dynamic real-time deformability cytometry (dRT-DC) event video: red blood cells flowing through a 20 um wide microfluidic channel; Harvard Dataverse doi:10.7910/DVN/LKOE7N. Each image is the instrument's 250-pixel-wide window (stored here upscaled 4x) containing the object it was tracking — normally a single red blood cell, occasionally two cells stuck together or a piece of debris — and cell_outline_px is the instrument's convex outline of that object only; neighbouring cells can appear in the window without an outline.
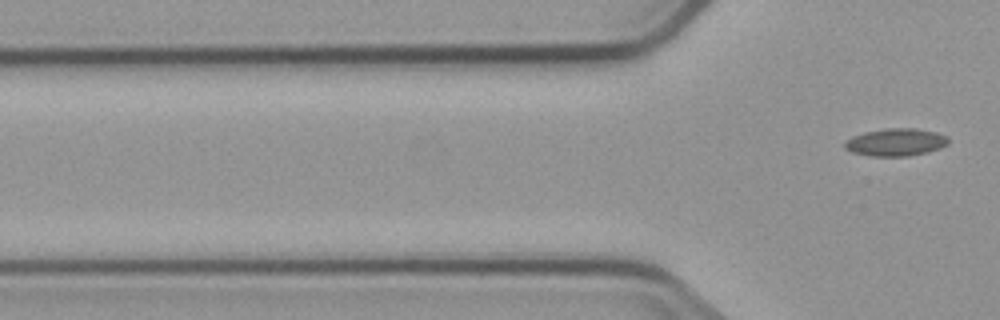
{"species": "common noctule bat (a hibernating species)", "species_latin": "Nyctalus noctula", "temperature_condition": "cold", "stored_images_in_passage": 3, "segment_of_instrument_passage": [2, 2], "camera_frame_rate_fps": 3000, "um_per_image_px": 0.085, "animal": {"sex": "male", "body_mass_g": 23.1, "forearm_length_mm": 52.7}, "frame": {"image": 1, "passage_image": 3, "time_ms": 2.333, "image_size_px": [1000, 320], "cell_outline_px": [[948, 144], [940, 148], [928, 152], [908, 156], [872, 156], [852, 152], [844, 148], [844, 140], [852, 136], [864, 132], [888, 128], [916, 128], [936, 132], [948, 136]], "centroid_in_image_um": [76.13, 12.08], "position_along_channel_um": 49.7, "area_um2": 16.76}}